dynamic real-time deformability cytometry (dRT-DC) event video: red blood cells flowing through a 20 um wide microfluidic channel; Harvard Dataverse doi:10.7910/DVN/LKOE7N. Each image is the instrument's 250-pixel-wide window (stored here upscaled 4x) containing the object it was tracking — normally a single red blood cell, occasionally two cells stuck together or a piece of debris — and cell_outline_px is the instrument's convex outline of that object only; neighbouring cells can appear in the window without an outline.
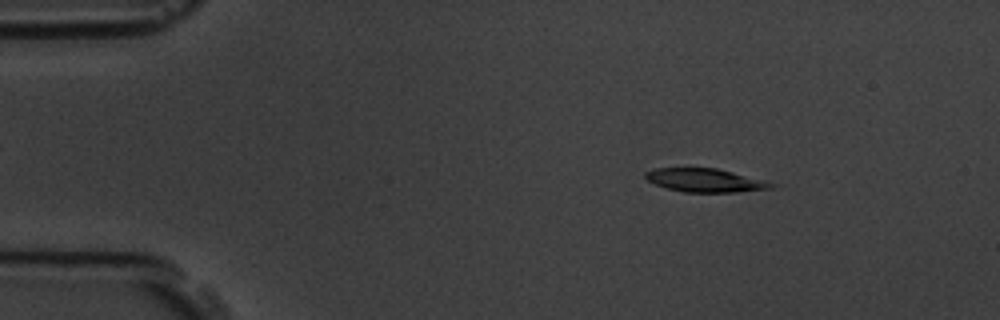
{"species": "common noctule bat (a hibernating species)", "species_latin": "Nyctalus noctula", "temperature_condition": "room temperature", "stored_images_in_passage": 4, "camera_frame_rate_fps": 3000, "um_per_image_px": 0.085, "animal": {"sex": "male", "body_mass_g": 19.5, "forearm_length_mm": 54.6}, "frame": {"image": 1, "passage_image": 2, "time_ms": 1.333, "image_size_px": [1000, 320], "cell_outline_px": [[780, 184], [772, 188], [736, 192], [684, 192], [668, 188], [656, 184], [648, 180], [644, 176], [644, 172], [656, 168], [716, 168], [768, 180]], "centroid_in_image_um": [60.02, 15.32], "position_along_channel_um": 25.0, "area_um2": 17.34}}